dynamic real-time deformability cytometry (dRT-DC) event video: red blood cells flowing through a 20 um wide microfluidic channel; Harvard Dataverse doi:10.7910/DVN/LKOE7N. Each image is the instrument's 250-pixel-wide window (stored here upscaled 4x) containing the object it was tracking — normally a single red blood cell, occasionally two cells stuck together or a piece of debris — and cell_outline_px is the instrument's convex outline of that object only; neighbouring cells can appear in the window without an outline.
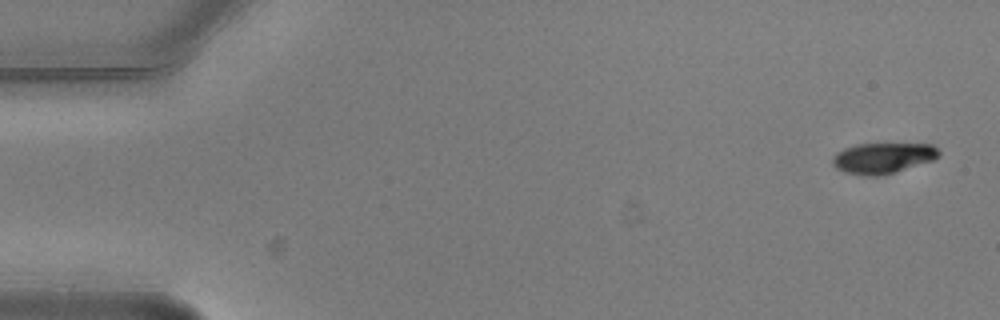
{"species": "common noctule bat (a hibernating species)", "species_latin": "Nyctalus noctula", "temperature_condition": "warm", "stored_images_in_passage": 5, "camera_frame_rate_fps": 3000, "um_per_image_px": 0.085, "animal": {"sex": "male", "body_mass_g": 20.5, "forearm_length_mm": 52.5}, "frame": {"image": 1, "passage_image": 1, "time_ms": 0.0, "image_size_px": [1000, 320], "cell_outline_px": [[940, 156], [932, 160], [896, 172], [876, 176], [868, 176], [844, 172], [836, 168], [832, 164], [832, 156], [836, 152], [844, 148], [856, 144], [932, 144], [940, 152]], "centroid_in_image_um": [75.01, 13.43], "position_along_channel_um": 10.0, "area_um2": 19.02}}